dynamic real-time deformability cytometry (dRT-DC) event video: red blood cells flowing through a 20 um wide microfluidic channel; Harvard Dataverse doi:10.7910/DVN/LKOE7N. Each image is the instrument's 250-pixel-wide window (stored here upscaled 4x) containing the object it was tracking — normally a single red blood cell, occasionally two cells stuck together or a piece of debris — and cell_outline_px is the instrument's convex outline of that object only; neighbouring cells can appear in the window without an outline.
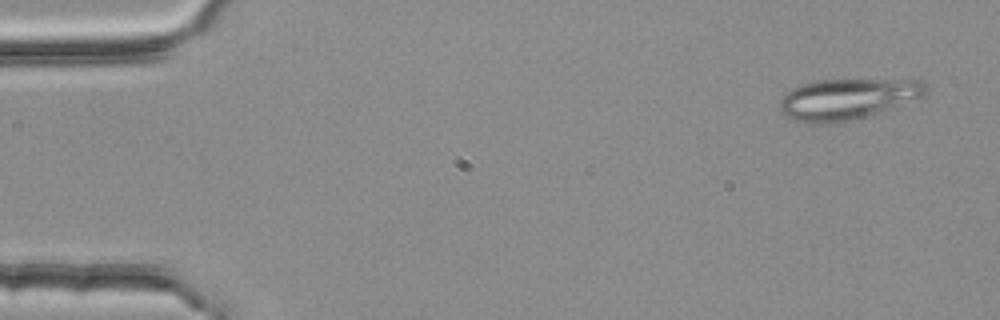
{"species": "common noctule bat (a hibernating species)", "species_latin": "Nyctalus noctula", "temperature_condition": "room temperature", "stored_images_in_passage": 5, "camera_frame_rate_fps": 3000, "um_per_image_px": 0.085, "animal": {"sex": "female", "body_mass_g": 25.1}, "frame": {"image": 1, "passage_image": 1, "time_ms": 0.0, "image_size_px": [1000, 320], "cell_outline_px": [[924, 92], [920, 96], [888, 108], [848, 120], [820, 124], [812, 124], [796, 120], [780, 112], [780, 100], [792, 88], [800, 84], [816, 80], [924, 80]], "centroid_in_image_um": [71.91, 8.4], "position_along_channel_um": 13.1, "area_um2": 33.58}}